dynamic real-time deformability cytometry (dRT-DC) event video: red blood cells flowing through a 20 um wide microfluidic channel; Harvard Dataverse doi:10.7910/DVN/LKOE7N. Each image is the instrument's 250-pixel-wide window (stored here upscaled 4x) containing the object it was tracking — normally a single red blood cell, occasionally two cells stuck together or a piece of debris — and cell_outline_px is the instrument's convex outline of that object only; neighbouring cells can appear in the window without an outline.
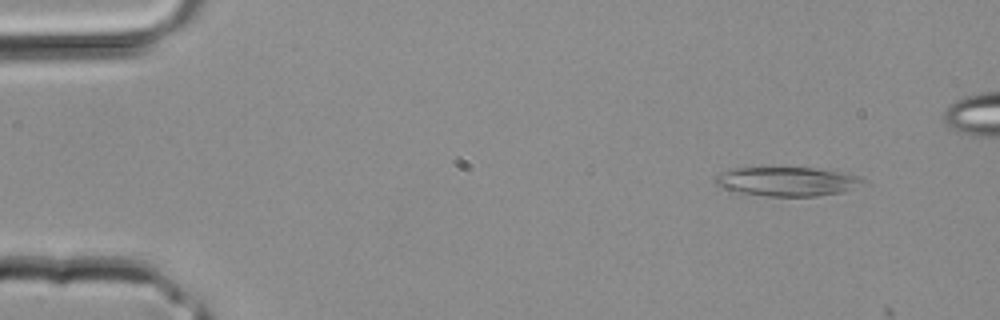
{"species": "common noctule bat (a hibernating species)", "species_latin": "Nyctalus noctula", "temperature_condition": "room temperature", "stored_images_in_passage": 2, "camera_frame_rate_fps": 3000, "um_per_image_px": 0.085, "animal": {"sex": "male", "body_mass_g": 20.4}, "frame": {"image": 1, "passage_image": 1, "time_ms": 0.0, "image_size_px": [1000, 320], "cell_outline_px": [[868, 184], [844, 192], [816, 196], [768, 196], [736, 192], [716, 184], [716, 176], [720, 172], [728, 168], [816, 168], [840, 172], [856, 176], [868, 180]], "centroid_in_image_um": [66.97, 15.43], "position_along_channel_um": 18.0, "area_um2": 25.14}}